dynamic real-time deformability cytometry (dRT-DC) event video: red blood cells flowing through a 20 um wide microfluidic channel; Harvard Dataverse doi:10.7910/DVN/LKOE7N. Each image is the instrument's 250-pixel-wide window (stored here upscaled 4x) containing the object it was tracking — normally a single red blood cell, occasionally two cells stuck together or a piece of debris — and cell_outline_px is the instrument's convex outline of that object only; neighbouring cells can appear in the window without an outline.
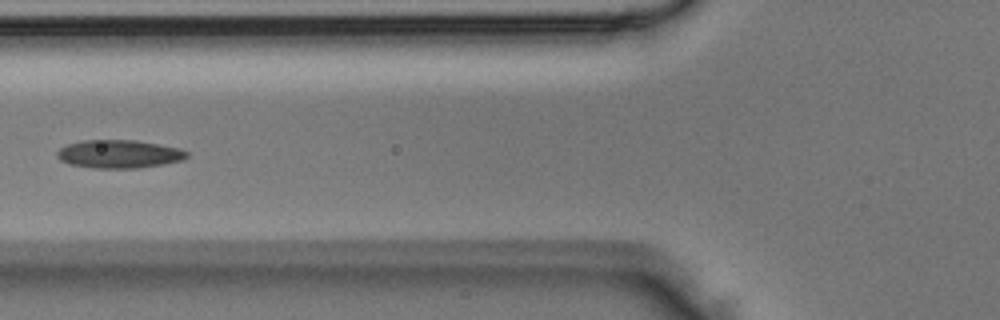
{"species": "Egyptian fruit bat (a non-hibernating species)", "species_latin": "Rousettus aegyptiacus", "temperature_condition": "room temperature", "stored_images_in_passage": 4, "camera_frame_rate_fps": 3000, "um_per_image_px": 0.085, "animal": {"sex": "male"}, "frame": {"image": 1, "passage_image": 4, "time_ms": 1.0, "image_size_px": [1000, 320], "cell_outline_px": [[188, 156], [184, 160], [136, 168], [96, 168], [68, 164], [60, 160], [56, 156], [56, 152], [60, 148], [68, 144], [80, 140], [136, 140], [180, 148], [188, 152]], "centroid_in_image_um": [10.09, 13.08], "position_along_channel_um": 115.7, "area_um2": 21.33}}